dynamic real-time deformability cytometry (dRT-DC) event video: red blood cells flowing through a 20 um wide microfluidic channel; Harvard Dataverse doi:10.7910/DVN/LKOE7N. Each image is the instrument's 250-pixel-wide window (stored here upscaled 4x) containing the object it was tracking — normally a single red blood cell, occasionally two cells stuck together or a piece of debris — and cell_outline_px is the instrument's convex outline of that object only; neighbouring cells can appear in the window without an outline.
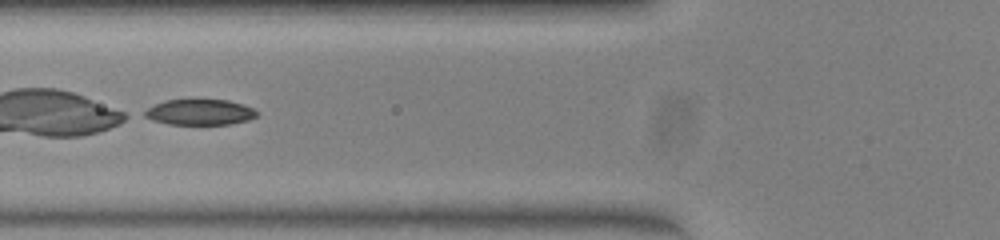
{"species": "common noctule bat (a hibernating species)", "species_latin": "Nyctalus noctula", "temperature_condition": "warm", "stored_images_in_passage": 49, "camera_frame_rate_fps": 3000, "um_per_image_px": 0.085, "animal": {"sex": "female", "body_mass_g": 23.0, "forearm_length_mm": 53.4}, "frame": {"image": 1, "passage_image": 19, "time_ms": 6.0, "image_size_px": [1000, 240], "cell_outline_px": [[256, 116], [248, 120], [228, 124], [168, 124], [152, 120], [144, 116], [140, 112], [164, 100], [228, 100], [244, 104], [252, 108], [256, 112]], "centroid_in_image_um": [16.93, 9.53], "position_along_channel_um": 108.9, "area_um2": 16.7}}
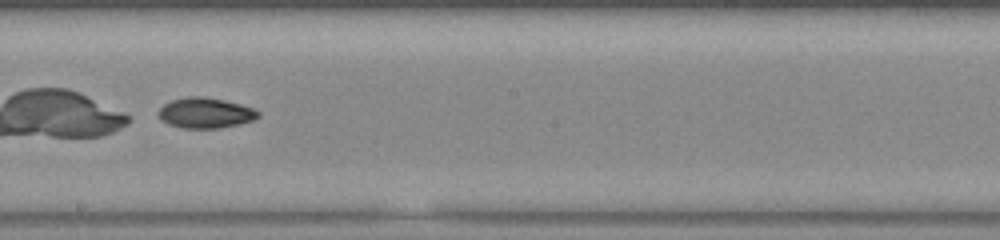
{"frame": {"image": 2, "passage_image": 28, "time_ms": 9.0, "image_size_px": [1000, 240], "cell_outline_px": [[260, 116], [252, 120], [236, 124], [216, 128], [180, 128], [168, 124], [160, 120], [156, 112], [164, 104], [172, 100], [188, 96], [200, 96], [224, 100], [240, 104], [252, 108], [260, 112]], "centroid_in_image_um": [17.4, 9.59], "position_along_channel_um": 230.8, "area_um2": 17.63}}
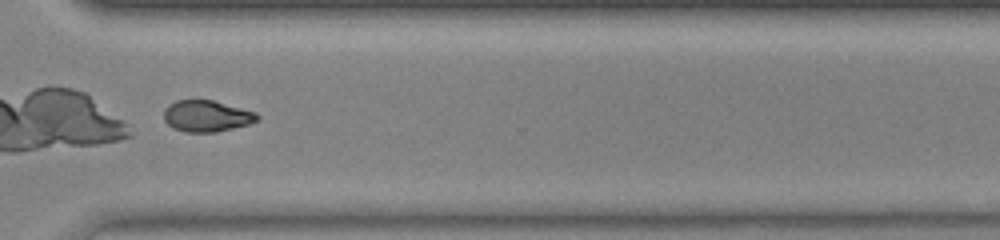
{"frame": {"image": 3, "passage_image": 37, "time_ms": 12.0, "image_size_px": [1000, 240], "cell_outline_px": [[260, 120], [248, 124], [216, 132], [184, 132], [172, 128], [164, 120], [164, 108], [168, 104], [176, 100], [212, 100], [256, 112], [260, 116]], "centroid_in_image_um": [17.55, 9.86], "position_along_channel_um": 353.1, "area_um2": 17.17}}